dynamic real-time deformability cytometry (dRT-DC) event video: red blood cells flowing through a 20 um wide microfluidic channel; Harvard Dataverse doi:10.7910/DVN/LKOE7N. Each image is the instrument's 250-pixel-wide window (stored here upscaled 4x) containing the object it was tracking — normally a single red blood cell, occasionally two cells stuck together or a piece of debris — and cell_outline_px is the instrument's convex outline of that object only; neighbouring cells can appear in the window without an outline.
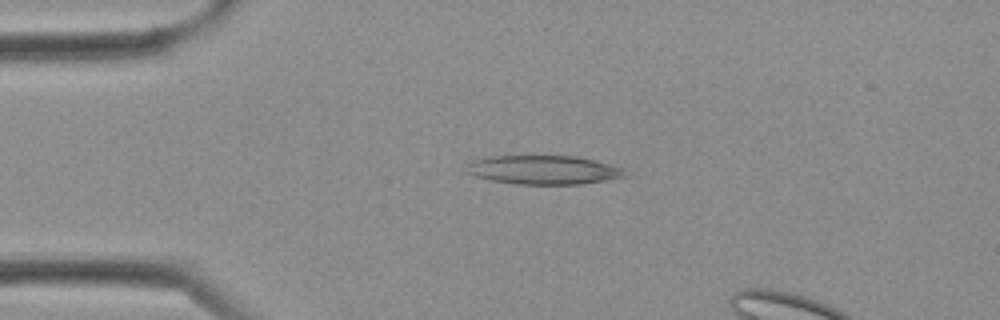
{"species": "Egyptian fruit bat (a non-hibernating species)", "species_latin": "Rousettus aegyptiacus", "temperature_condition": "cold", "stored_images_in_passage": 4, "camera_frame_rate_fps": 3000, "um_per_image_px": 0.085, "frame": {"image": 1, "passage_image": 2, "time_ms": 0.333, "image_size_px": [1000, 320], "cell_outline_px": [[628, 176], [580, 184], [516, 184], [492, 180], [476, 176], [468, 172], [468, 164], [472, 160], [488, 156], [576, 156], [612, 164], [628, 168]], "centroid_in_image_um": [46.29, 14.43], "position_along_channel_um": 38.7, "area_um2": 26.76}}